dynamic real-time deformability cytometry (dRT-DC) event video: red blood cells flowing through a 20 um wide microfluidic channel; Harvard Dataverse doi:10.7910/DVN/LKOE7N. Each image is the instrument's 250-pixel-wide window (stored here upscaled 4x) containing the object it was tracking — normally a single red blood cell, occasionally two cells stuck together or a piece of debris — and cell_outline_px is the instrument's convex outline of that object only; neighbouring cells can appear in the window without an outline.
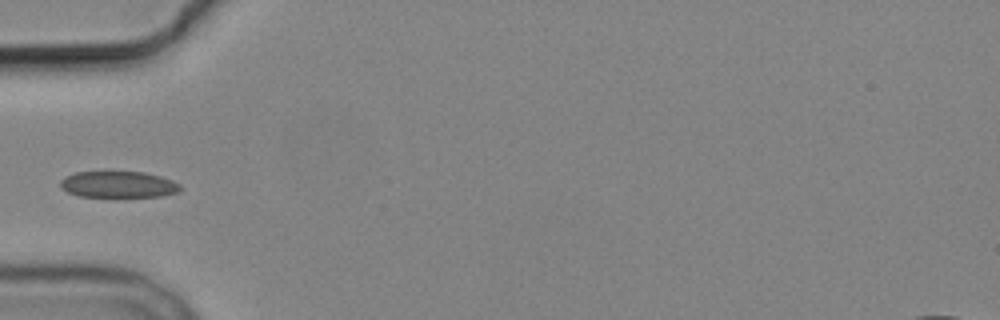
{"species": "common noctule bat (a hibernating species)", "species_latin": "Nyctalus noctula", "temperature_condition": "cold", "stored_images_in_passage": 7, "camera_frame_rate_fps": 3000, "um_per_image_px": 0.085, "animal": {"sex": "male", "body_mass_g": 19.2, "forearm_length_mm": 51.8}, "frame": {"image": 1, "passage_image": 5, "time_ms": 5.667, "image_size_px": [1000, 320], "cell_outline_px": [[180, 188], [176, 192], [160, 196], [80, 196], [68, 192], [60, 184], [60, 180], [64, 176], [76, 172], [144, 172], [160, 176], [172, 180], [180, 184]], "centroid_in_image_um": [10.05, 15.66], "position_along_channel_um": 75.0, "area_um2": 18.09}}
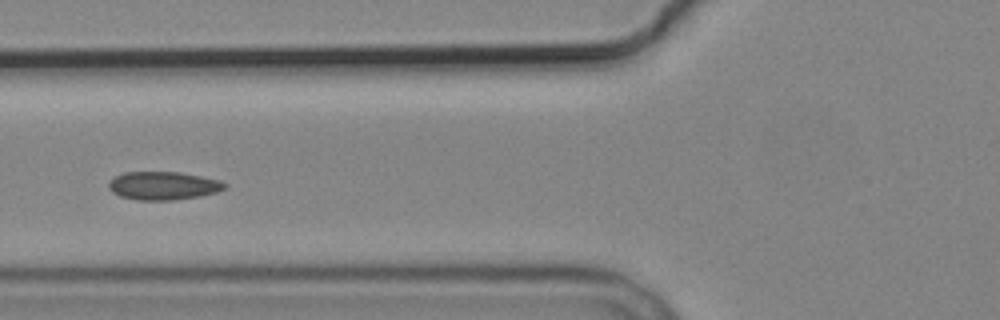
{"frame": {"image": 2, "passage_image": 6, "time_ms": 6.667, "image_size_px": [1000, 320], "cell_outline_px": [[228, 184], [224, 188], [216, 192], [200, 196], [172, 200], [136, 200], [120, 196], [112, 192], [108, 188], [108, 184], [116, 176], [124, 172], [180, 172], [220, 180]], "centroid_in_image_um": [13.87, 15.78], "position_along_channel_um": 111.9, "area_um2": 19.02}}
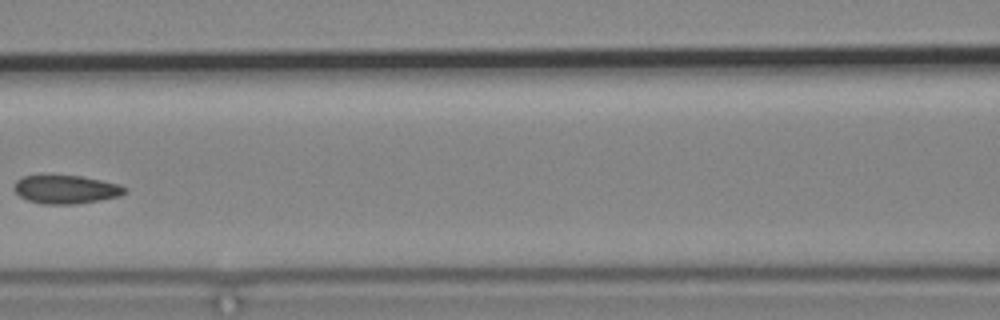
{"frame": {"image": 3, "passage_image": 7, "time_ms": 8.0, "image_size_px": [1000, 320], "cell_outline_px": [[128, 192], [120, 196], [100, 200], [76, 204], [44, 204], [28, 200], [20, 196], [12, 188], [16, 180], [24, 176], [80, 176], [120, 184], [128, 188]], "centroid_in_image_um": [5.64, 16.11], "position_along_channel_um": 161.0, "area_um2": 18.32}}